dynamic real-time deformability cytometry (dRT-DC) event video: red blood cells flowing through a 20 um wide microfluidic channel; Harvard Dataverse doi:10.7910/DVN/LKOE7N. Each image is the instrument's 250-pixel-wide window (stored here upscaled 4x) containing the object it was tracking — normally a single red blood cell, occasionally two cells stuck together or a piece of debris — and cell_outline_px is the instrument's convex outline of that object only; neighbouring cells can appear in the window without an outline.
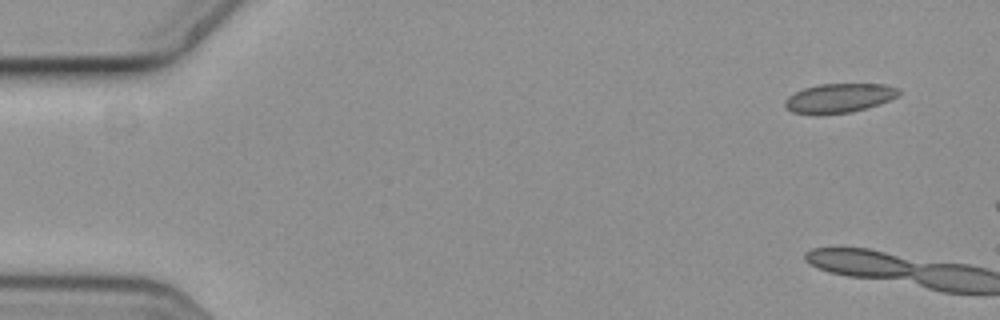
{"species": "common noctule bat (a hibernating species)", "species_latin": "Nyctalus noctula", "temperature_condition": "cold", "stored_images_in_passage": 2, "camera_frame_rate_fps": 3000, "um_per_image_px": 0.085, "animal": {"sex": "female", "body_mass_g": 19.3, "forearm_length_mm": 54.1}, "frame": {"image": 1, "passage_image": 1, "time_ms": 0.0, "image_size_px": [1000, 320], "cell_outline_px": [[900, 96], [880, 104], [868, 108], [852, 112], [820, 116], [816, 116], [792, 112], [784, 108], [784, 100], [788, 96], [804, 88], [820, 84], [884, 84], [900, 88]], "centroid_in_image_um": [71.32, 8.37], "position_along_channel_um": 13.7, "area_um2": 20.0}}